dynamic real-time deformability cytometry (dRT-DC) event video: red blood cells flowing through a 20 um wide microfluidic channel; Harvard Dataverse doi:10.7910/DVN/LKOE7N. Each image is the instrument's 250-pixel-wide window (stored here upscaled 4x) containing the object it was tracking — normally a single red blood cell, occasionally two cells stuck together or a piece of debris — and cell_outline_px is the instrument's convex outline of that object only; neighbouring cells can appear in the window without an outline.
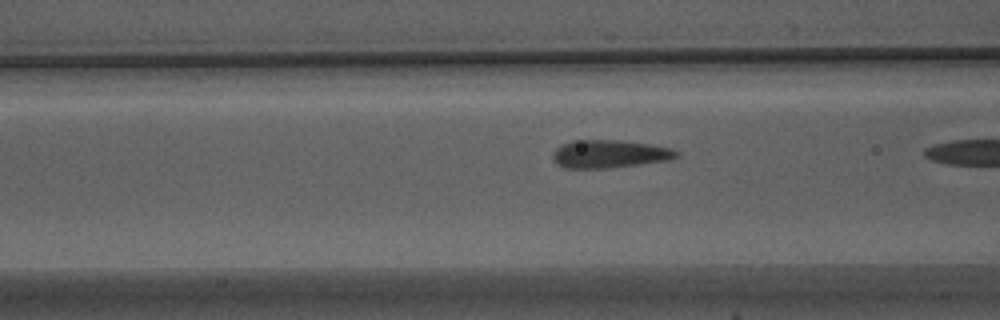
{"species": "Egyptian fruit bat (a non-hibernating species)", "species_latin": "Rousettus aegyptiacus", "temperature_condition": "warm", "stored_images_in_passage": 18, "camera_frame_rate_fps": 3000, "um_per_image_px": 0.085, "animal": {"sex": "male"}, "frame": {"image": 1, "passage_image": 17, "time_ms": 5.333, "image_size_px": [1000, 320], "cell_outline_px": [[680, 156], [668, 160], [640, 164], [608, 168], [564, 168], [556, 164], [552, 156], [552, 152], [560, 144], [572, 140], [620, 140], [648, 144], [672, 148], [680, 152]], "centroid_in_image_um": [51.78, 13.08], "position_along_channel_um": 114.8, "area_um2": 20.35}}